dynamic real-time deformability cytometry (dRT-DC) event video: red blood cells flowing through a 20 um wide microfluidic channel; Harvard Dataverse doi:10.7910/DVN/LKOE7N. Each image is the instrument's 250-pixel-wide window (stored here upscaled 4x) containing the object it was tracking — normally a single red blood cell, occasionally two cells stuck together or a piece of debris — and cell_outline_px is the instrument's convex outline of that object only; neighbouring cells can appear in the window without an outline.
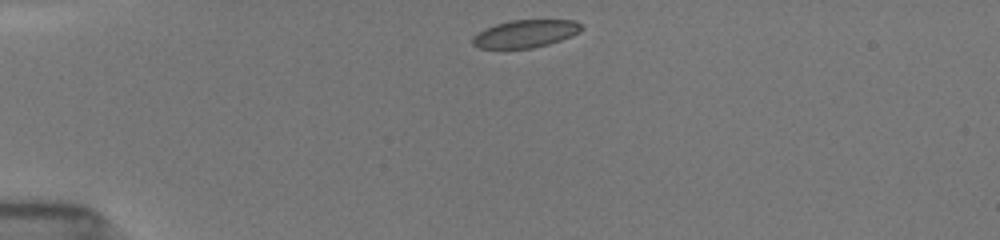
{"species": "common noctule bat (a hibernating species)", "species_latin": "Nyctalus noctula", "temperature_condition": "room temperature", "stored_images_in_passage": 41, "camera_frame_rate_fps": 3000, "um_per_image_px": 0.085, "animal": {"sex": "female", "body_mass_g": 19.5, "forearm_length_mm": 54.1}, "frame": {"image": 1, "passage_image": 1, "time_ms": 0.0, "image_size_px": [1000, 240], "cell_outline_px": [[584, 28], [580, 32], [560, 40], [548, 44], [532, 48], [480, 48], [472, 44], [472, 36], [484, 28], [496, 24], [512, 20], [576, 20]], "centroid_in_image_um": [44.65, 2.86], "position_along_channel_um": 40.3, "area_um2": 17.51}}
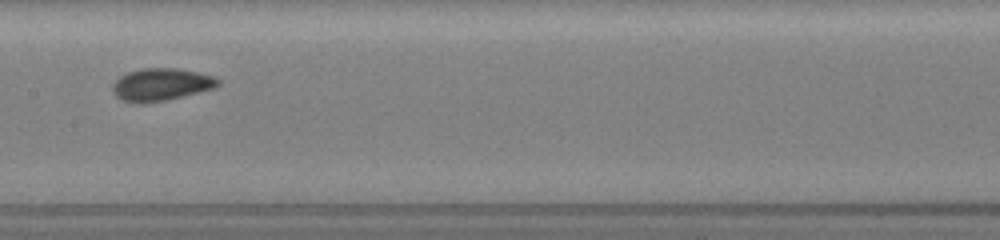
{"frame": {"image": 2, "passage_image": 16, "time_ms": 5.0, "image_size_px": [1000, 240], "cell_outline_px": [[220, 84], [216, 88], [168, 100], [140, 104], [124, 100], [116, 96], [112, 92], [112, 84], [120, 76], [128, 72], [144, 68], [176, 68], [216, 76], [220, 80]], "centroid_in_image_um": [13.72, 7.19], "position_along_channel_um": 193.7, "area_um2": 20.11}}
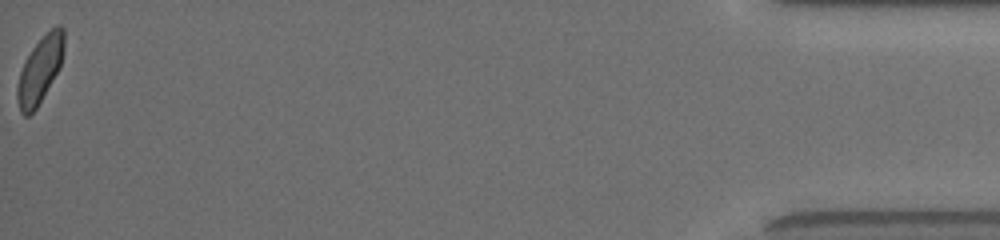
{"frame": {"image": 3, "passage_image": 41, "time_ms": 13.333, "image_size_px": [1000, 240], "cell_outline_px": [[64, 52], [60, 68], [36, 108], [28, 116], [24, 116], [20, 112], [16, 96], [16, 88], [20, 72], [32, 48], [56, 24], [60, 24], [64, 28]], "centroid_in_image_um": [3.41, 5.94], "position_along_channel_um": 431.8, "area_um2": 17.92}, "authors_computed_cell_mechanics": {"area_um2": 18.6116, "velocity_mm_per_s": 3.9104, "shape_relaxation_time_tau1_ms": 2.6232, "shape_relaxation_time_tau2_ms": 0.7626, "deformation_change_tau1": 0.0948, "deformation_change_tau2": 0.0413}}